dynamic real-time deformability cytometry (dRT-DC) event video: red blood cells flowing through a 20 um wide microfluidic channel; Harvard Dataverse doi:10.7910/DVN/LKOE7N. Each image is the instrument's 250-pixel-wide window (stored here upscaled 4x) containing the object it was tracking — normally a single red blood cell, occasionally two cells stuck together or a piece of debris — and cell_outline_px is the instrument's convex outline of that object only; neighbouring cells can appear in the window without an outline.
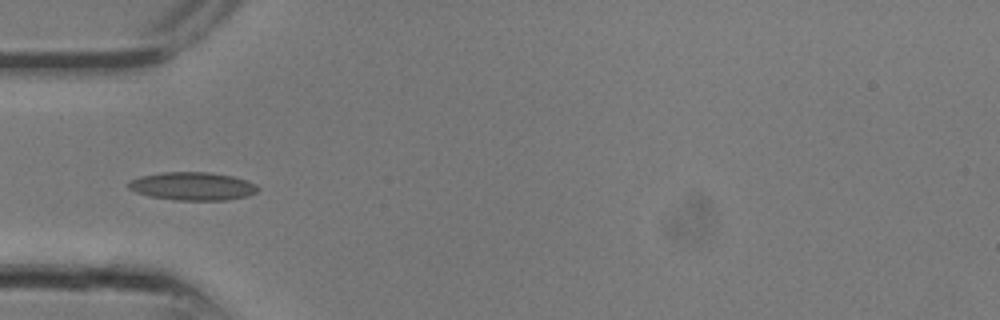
{"species": "common noctule bat (a hibernating species)", "species_latin": "Nyctalus noctula", "temperature_condition": "room temperature", "stored_images_in_passage": 15, "camera_frame_rate_fps": 3000, "um_per_image_px": 0.085, "animal": {"sex": "male", "body_mass_g": 13.3}, "frame": {"image": 1, "passage_image": 9, "time_ms": 2.667, "image_size_px": [1000, 320], "cell_outline_px": [[260, 188], [256, 192], [248, 196], [228, 200], [176, 200], [148, 196], [136, 192], [128, 188], [128, 180], [140, 176], [160, 172], [208, 172], [232, 176], [256, 184]], "centroid_in_image_um": [16.34, 15.83], "position_along_channel_um": 68.7, "area_um2": 21.33}}
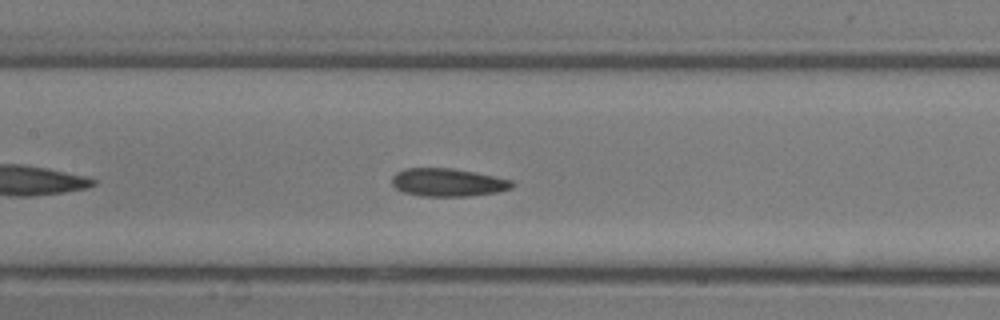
{"frame": {"image": 2, "passage_image": 13, "time_ms": 4.0, "image_size_px": [1000, 320], "cell_outline_px": [[516, 184], [512, 188], [496, 192], [468, 196], [420, 196], [404, 192], [396, 188], [392, 184], [392, 176], [396, 172], [404, 168], [452, 168], [476, 172], [512, 180]], "centroid_in_image_um": [38.07, 15.5], "position_along_channel_um": 169.3, "area_um2": 19.71}}
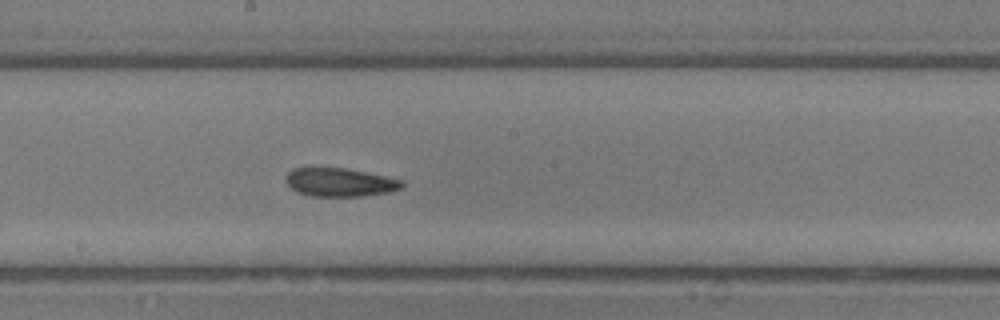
{"frame": {"image": 3, "passage_image": 15, "time_ms": 4.667, "image_size_px": [1000, 320], "cell_outline_px": [[404, 184], [400, 188], [388, 192], [360, 196], [308, 196], [296, 192], [284, 180], [284, 176], [292, 168], [344, 168], [404, 180]], "centroid_in_image_um": [28.83, 15.5], "position_along_channel_um": 219.4, "area_um2": 19.19}}